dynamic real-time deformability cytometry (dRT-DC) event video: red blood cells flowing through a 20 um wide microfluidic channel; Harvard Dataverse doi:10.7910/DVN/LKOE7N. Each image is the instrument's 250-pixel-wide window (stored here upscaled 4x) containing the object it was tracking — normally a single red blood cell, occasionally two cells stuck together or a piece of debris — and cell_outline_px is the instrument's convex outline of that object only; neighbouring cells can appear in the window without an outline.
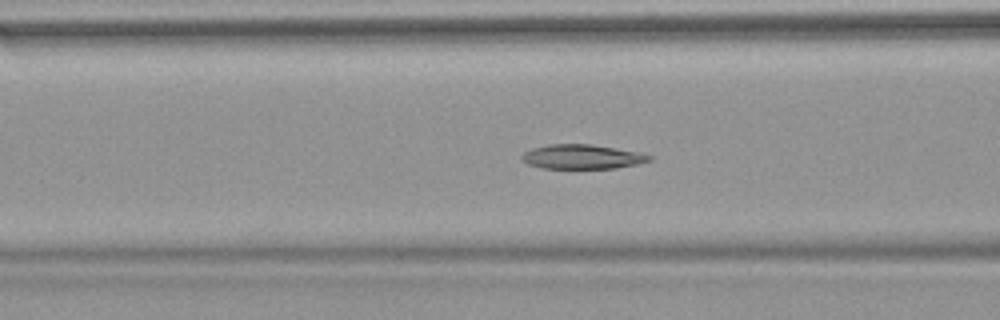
{"species": "common noctule bat (a hibernating species)", "species_latin": "Nyctalus noctula", "temperature_condition": "warm", "stored_images_in_passage": 53, "camera_frame_rate_fps": 3000, "um_per_image_px": 0.085, "animal": {"sex": "female", "body_mass_g": 18.4}, "frame": {"image": 1, "passage_image": 21, "time_ms": 6.667, "image_size_px": [1000, 320], "cell_outline_px": [[652, 160], [636, 164], [616, 168], [540, 168], [528, 164], [520, 160], [520, 156], [524, 152], [532, 148], [548, 144], [592, 144], [640, 152], [652, 156]], "centroid_in_image_um": [49.45, 13.32], "position_along_channel_um": 117.2, "area_um2": 18.26}}
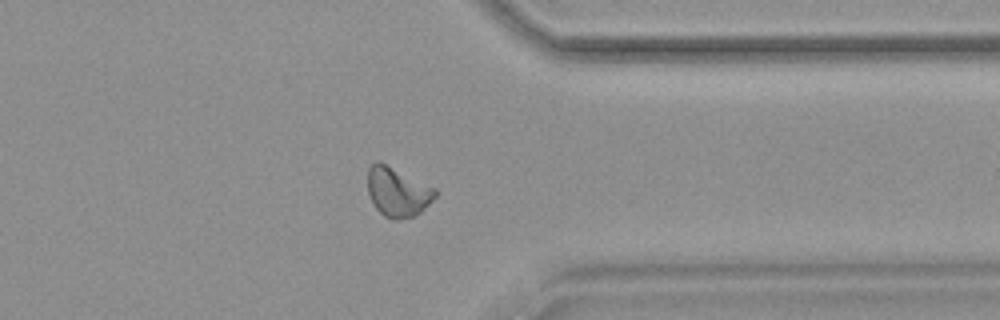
{"frame": {"image": 2, "passage_image": 42, "time_ms": 13.667, "image_size_px": [1000, 320], "cell_outline_px": [[436, 196], [420, 212], [412, 216], [400, 220], [392, 220], [384, 216], [376, 208], [368, 192], [368, 168], [376, 160], [380, 160], [436, 188]], "centroid_in_image_um": [33.78, 16.29], "position_along_channel_um": 377.6, "area_um2": 19.48}}
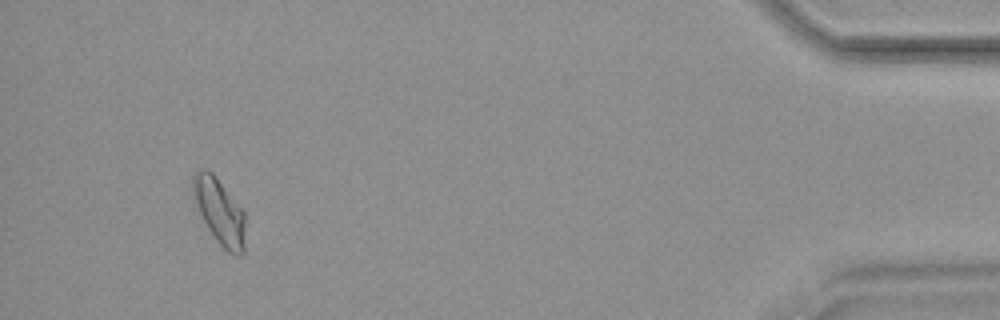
{"frame": {"image": 3, "passage_image": 50, "time_ms": 16.333, "image_size_px": [1000, 320], "cell_outline_px": [[244, 252], [240, 256], [236, 256], [228, 252], [216, 240], [208, 228], [200, 212], [192, 188], [192, 176], [200, 168], [204, 168], [212, 172], [244, 212]], "centroid_in_image_um": [18.66, 17.98], "position_along_channel_um": 416.5, "area_um2": 19.54}, "authors_computed_cell_mechanics": {"area_um2": 19.2474, "velocity_mm_per_s": 3.799, "shape_relaxation_time_tau1_ms": 9.1926, "shape_relaxation_time_tau2_ms": 3.6813, "deformation_change_tau1": 0.2059, "deformation_change_tau2": 0.0877}}